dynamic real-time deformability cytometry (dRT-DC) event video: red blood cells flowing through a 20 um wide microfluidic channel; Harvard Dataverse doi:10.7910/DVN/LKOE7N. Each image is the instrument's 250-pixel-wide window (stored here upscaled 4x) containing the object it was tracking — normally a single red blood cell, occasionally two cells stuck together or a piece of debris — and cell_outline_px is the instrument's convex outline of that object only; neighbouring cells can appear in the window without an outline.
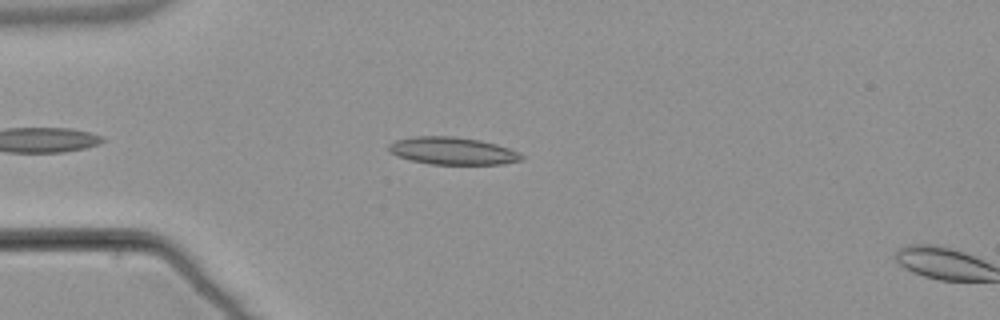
{"species": "common noctule bat (a hibernating species)", "species_latin": "Nyctalus noctula", "temperature_condition": "warm", "stored_images_in_passage": 9, "camera_frame_rate_fps": 3000, "um_per_image_px": 0.085, "animal": {"sex": "male", "body_mass_g": 21.5, "forearm_length_mm": 52.0}, "frame": {"image": 1, "passage_image": 7, "time_ms": 2.0, "image_size_px": [1000, 320], "cell_outline_px": [[524, 160], [504, 164], [432, 164], [412, 160], [388, 152], [388, 144], [396, 140], [412, 136], [452, 136], [480, 140], [496, 144], [520, 152], [524, 156]], "centroid_in_image_um": [38.5, 12.82], "position_along_channel_um": 46.5, "area_um2": 21.27}}